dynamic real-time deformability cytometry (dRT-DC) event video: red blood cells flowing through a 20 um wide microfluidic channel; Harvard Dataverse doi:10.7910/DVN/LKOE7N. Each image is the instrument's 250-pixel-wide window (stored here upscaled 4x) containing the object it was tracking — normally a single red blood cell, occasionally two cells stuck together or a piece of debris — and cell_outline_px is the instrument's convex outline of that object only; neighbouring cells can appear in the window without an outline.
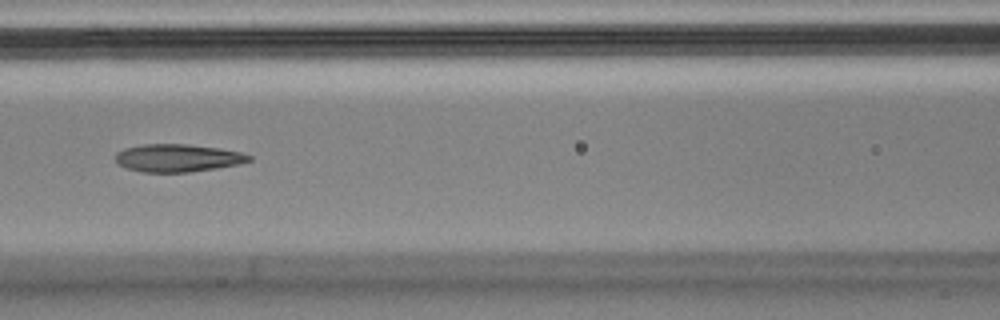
{"species": "Egyptian fruit bat (a non-hibernating species)", "species_latin": "Rousettus aegyptiacus", "temperature_condition": "cold", "stored_images_in_passage": 53, "camera_frame_rate_fps": 3000, "um_per_image_px": 0.085, "animal": {"sex": "male"}, "frame": {"image": 1, "passage_image": 23, "time_ms": 7.333, "image_size_px": [1000, 320], "cell_outline_px": [[252, 160], [240, 164], [216, 168], [188, 172], [140, 172], [124, 168], [116, 164], [116, 152], [124, 148], [140, 144], [188, 144], [220, 148], [240, 152], [252, 156]], "centroid_in_image_um": [15.07, 13.43], "position_along_channel_um": 151.5, "area_um2": 21.85}}
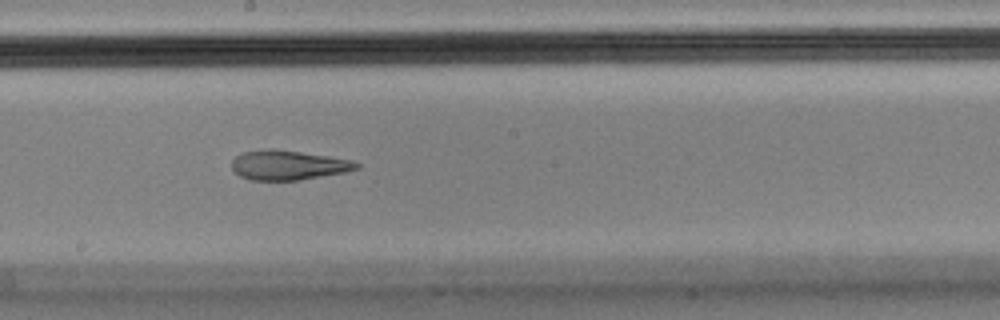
{"frame": {"image": 2, "passage_image": 29, "time_ms": 9.333, "image_size_px": [1000, 320], "cell_outline_px": [[360, 168], [344, 172], [300, 180], [248, 180], [240, 176], [232, 168], [232, 160], [236, 156], [244, 152], [268, 148], [276, 148], [328, 156], [348, 160], [360, 164]], "centroid_in_image_um": [24.47, 14.03], "position_along_channel_um": 223.7, "area_um2": 21.44}}
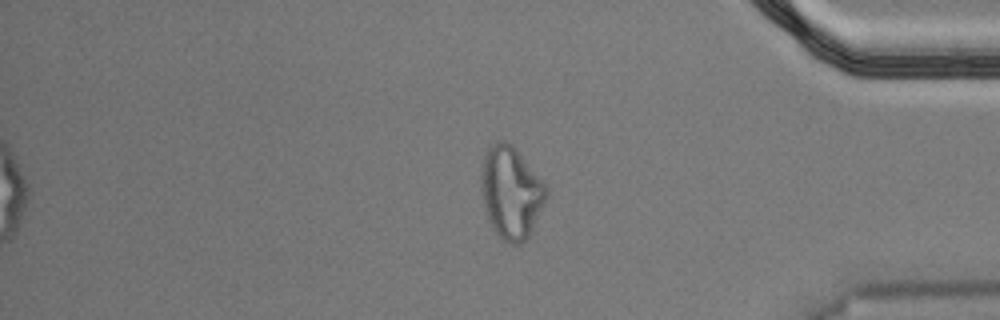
{"frame": {"image": 3, "passage_image": 45, "time_ms": 14.667, "image_size_px": [1000, 320], "cell_outline_px": [[548, 196], [528, 236], [520, 244], [512, 244], [504, 240], [496, 232], [484, 208], [480, 184], [480, 168], [484, 152], [488, 144], [496, 140], [508, 140], [512, 144], [548, 188]], "centroid_in_image_um": [43.4, 16.28], "position_along_channel_um": 391.8, "area_um2": 35.03}}